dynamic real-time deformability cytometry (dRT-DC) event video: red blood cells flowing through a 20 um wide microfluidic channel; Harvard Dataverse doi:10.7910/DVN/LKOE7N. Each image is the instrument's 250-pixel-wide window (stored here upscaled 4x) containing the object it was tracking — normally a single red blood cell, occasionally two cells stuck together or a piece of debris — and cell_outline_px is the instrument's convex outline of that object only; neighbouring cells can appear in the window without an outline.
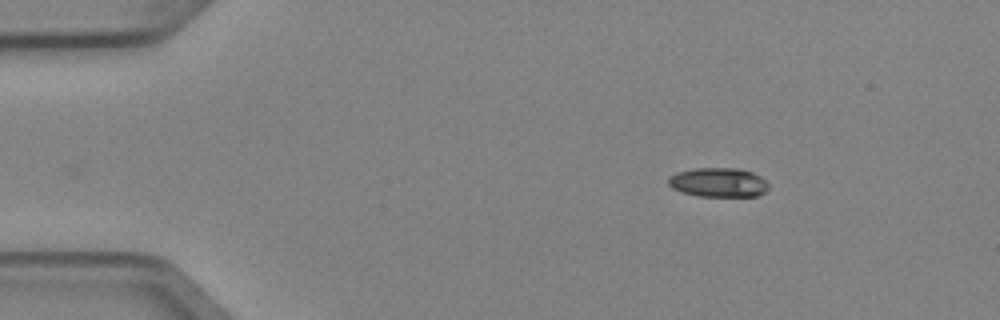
{"species": "Egyptian fruit bat (a non-hibernating species)", "species_latin": "Rousettus aegyptiacus", "temperature_condition": "cold", "stored_images_in_passage": 4, "camera_frame_rate_fps": 3000, "um_per_image_px": 0.085, "animal": {"sex": "female"}, "frame": {"image": 1, "passage_image": 4, "time_ms": 1.0, "image_size_px": [1000, 320], "cell_outline_px": [[768, 188], [764, 192], [756, 196], [700, 196], [684, 192], [672, 188], [668, 184], [668, 176], [676, 172], [692, 168], [736, 168], [752, 172], [760, 176], [768, 184]], "centroid_in_image_um": [61.03, 15.49], "position_along_channel_um": 24.0, "area_um2": 17.05}}